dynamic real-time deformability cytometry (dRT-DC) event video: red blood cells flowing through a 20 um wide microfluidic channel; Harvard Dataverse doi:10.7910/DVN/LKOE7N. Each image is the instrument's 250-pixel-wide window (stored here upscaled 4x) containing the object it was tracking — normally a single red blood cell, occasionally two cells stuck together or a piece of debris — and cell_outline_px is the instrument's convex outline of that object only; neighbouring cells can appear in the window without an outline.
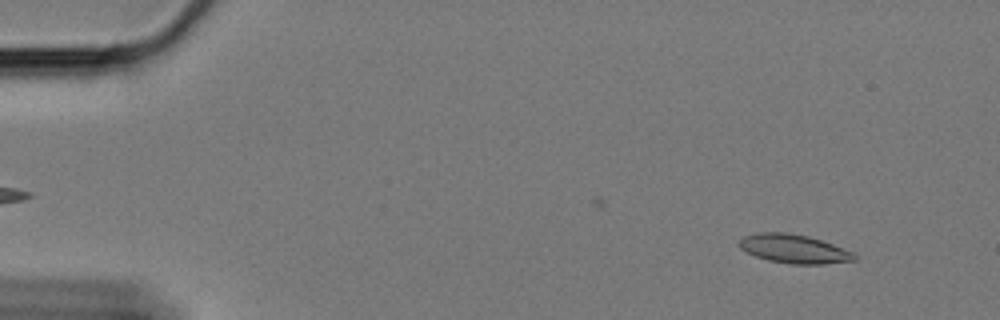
{"species": "Egyptian fruit bat (a non-hibernating species)", "species_latin": "Rousettus aegyptiacus", "temperature_condition": "cold", "stored_images_in_passage": 28, "camera_frame_rate_fps": 3000, "um_per_image_px": 0.085, "animal": {"sex": "female"}, "frame": {"image": 1, "passage_image": 5, "time_ms": 1.333, "image_size_px": [1000, 320], "cell_outline_px": [[856, 260], [824, 264], [788, 264], [768, 260], [756, 256], [740, 248], [736, 244], [744, 236], [760, 232], [784, 232], [808, 236], [856, 252]], "centroid_in_image_um": [67.5, 21.15], "position_along_channel_um": 17.5, "area_um2": 19.36}}
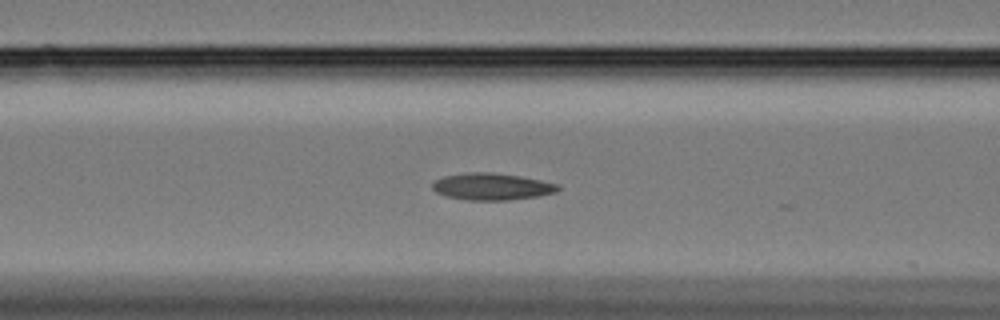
{"frame": {"image": 2, "passage_image": 24, "time_ms": 7.667, "image_size_px": [1000, 320], "cell_outline_px": [[560, 188], [556, 192], [536, 196], [508, 200], [464, 200], [448, 196], [436, 192], [432, 188], [432, 184], [436, 180], [444, 176], [472, 172], [492, 172], [520, 176], [560, 184]], "centroid_in_image_um": [41.82, 15.86], "position_along_channel_um": 124.8, "area_um2": 19.54}}
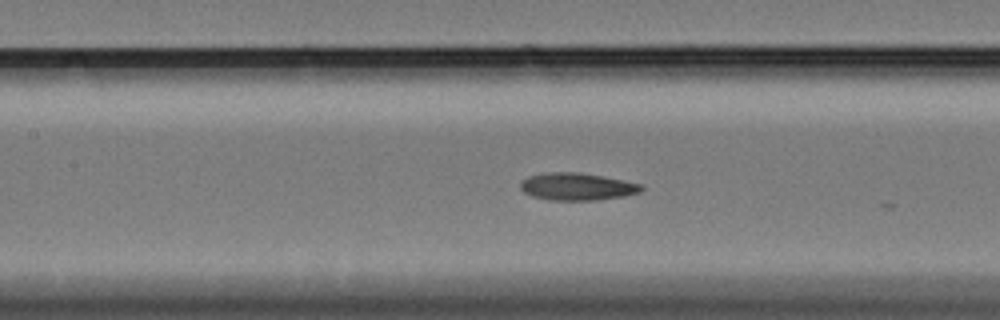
{"frame": {"image": 3, "passage_image": 27, "time_ms": 8.667, "image_size_px": [1000, 320], "cell_outline_px": [[644, 188], [640, 192], [624, 196], [596, 200], [548, 200], [532, 196], [524, 192], [520, 188], [520, 184], [528, 176], [552, 172], [580, 172], [644, 184]], "centroid_in_image_um": [49.08, 15.86], "position_along_channel_um": 158.3, "area_um2": 19.25}}